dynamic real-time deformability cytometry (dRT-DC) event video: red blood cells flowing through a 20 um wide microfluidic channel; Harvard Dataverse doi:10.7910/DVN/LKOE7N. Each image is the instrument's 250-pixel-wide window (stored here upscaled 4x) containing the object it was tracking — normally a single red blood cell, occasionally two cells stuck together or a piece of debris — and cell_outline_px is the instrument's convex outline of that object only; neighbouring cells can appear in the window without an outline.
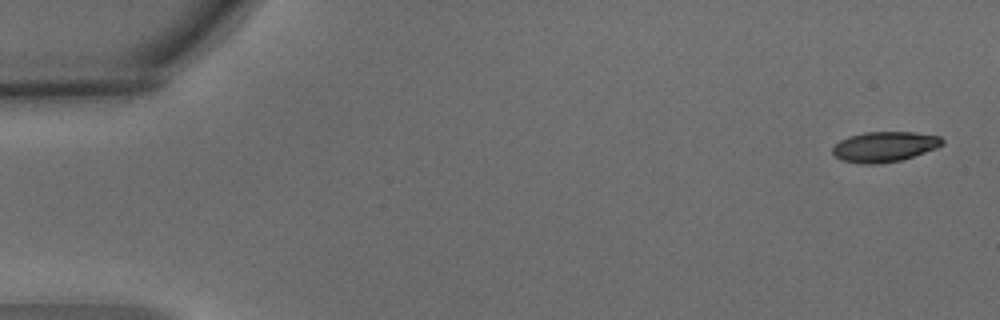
{"species": "common noctule bat (a hibernating species)", "species_latin": "Nyctalus noctula", "temperature_condition": "warm", "stored_images_in_passage": 5, "camera_frame_rate_fps": 3000, "um_per_image_px": 0.085, "animal": {"sex": "male", "body_mass_g": 15.6}, "frame": {"image": 1, "passage_image": 1, "time_ms": 0.0, "image_size_px": [1000, 320], "cell_outline_px": [[944, 144], [936, 148], [900, 160], [876, 164], [864, 164], [840, 160], [832, 152], [832, 148], [840, 140], [848, 136], [864, 132], [916, 132], [940, 136], [944, 140]], "centroid_in_image_um": [75.17, 12.46], "position_along_channel_um": 9.8, "area_um2": 19.31}}
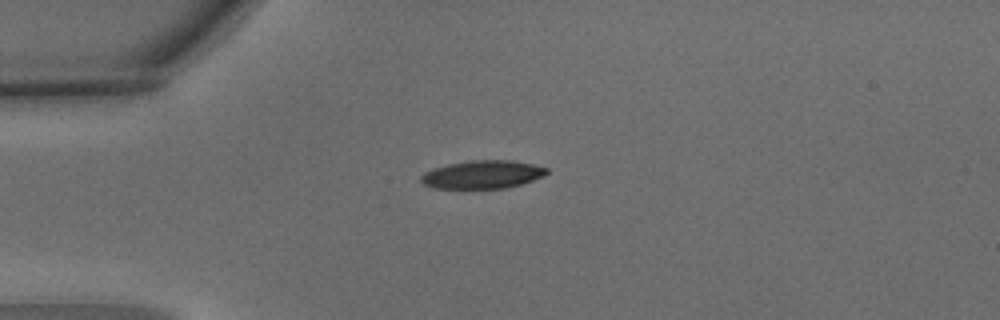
{"frame": {"image": 2, "passage_image": 4, "time_ms": 1.0, "image_size_px": [1000, 320], "cell_outline_px": [[548, 172], [544, 176], [520, 184], [504, 188], [432, 188], [424, 184], [420, 180], [420, 176], [424, 172], [448, 164], [472, 160], [512, 160], [532, 164], [548, 168]], "centroid_in_image_um": [41.01, 14.83], "position_along_channel_um": 44.0, "area_um2": 20.46}}